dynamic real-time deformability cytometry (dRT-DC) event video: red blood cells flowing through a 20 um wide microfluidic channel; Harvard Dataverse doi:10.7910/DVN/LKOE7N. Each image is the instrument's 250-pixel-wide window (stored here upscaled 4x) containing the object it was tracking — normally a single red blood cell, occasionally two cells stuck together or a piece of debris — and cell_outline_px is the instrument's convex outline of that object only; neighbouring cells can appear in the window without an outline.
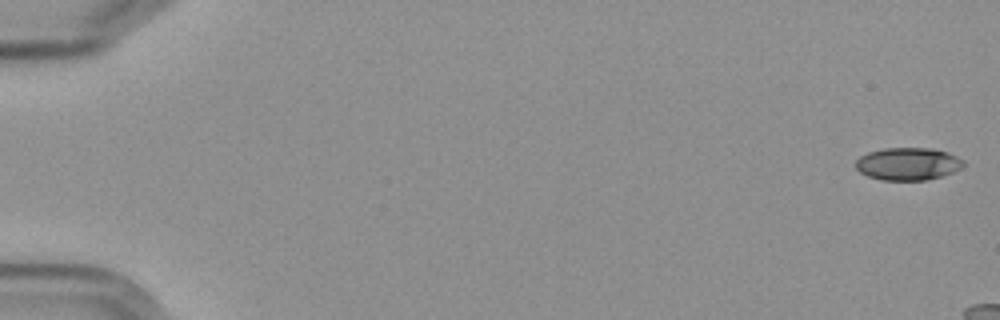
{"species": "Egyptian fruit bat (a non-hibernating species)", "species_latin": "Rousettus aegyptiacus", "temperature_condition": "cold", "stored_images_in_passage": 6, "segment_of_instrument_passage": [2, 2], "camera_frame_rate_fps": 3000, "um_per_image_px": 0.085, "frame": {"image": 1, "passage_image": 6, "time_ms": 6.667, "image_size_px": [1000, 320], "cell_outline_px": [[964, 164], [960, 168], [952, 172], [928, 180], [880, 180], [868, 176], [860, 172], [856, 168], [856, 160], [860, 156], [868, 152], [884, 148], [932, 148], [948, 152], [964, 160]], "centroid_in_image_um": [77.16, 13.92], "position_along_channel_um": 7.8, "area_um2": 20.46}}